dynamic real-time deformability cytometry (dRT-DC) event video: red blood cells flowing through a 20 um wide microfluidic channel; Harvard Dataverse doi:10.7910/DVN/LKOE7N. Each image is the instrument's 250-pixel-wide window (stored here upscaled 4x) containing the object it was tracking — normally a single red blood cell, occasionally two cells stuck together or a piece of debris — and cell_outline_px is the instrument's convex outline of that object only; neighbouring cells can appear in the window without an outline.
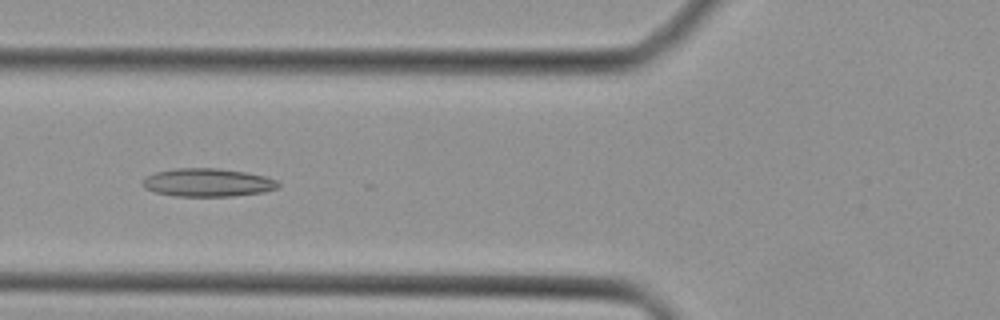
{"species": "Egyptian fruit bat (a non-hibernating species)", "species_latin": "Rousettus aegyptiacus", "temperature_condition": "cold", "stored_images_in_passage": 31, "camera_frame_rate_fps": 3000, "um_per_image_px": 0.085, "animal": {"sex": "female"}, "frame": {"image": 1, "passage_image": 5, "time_ms": 1.333, "image_size_px": [1000, 320], "cell_outline_px": [[280, 188], [264, 192], [232, 196], [172, 196], [156, 192], [144, 188], [144, 180], [148, 176], [156, 172], [176, 168], [220, 168], [244, 172], [264, 176], [276, 180], [280, 184]], "centroid_in_image_um": [17.69, 15.52], "position_along_channel_um": 108.1, "area_um2": 22.2}}
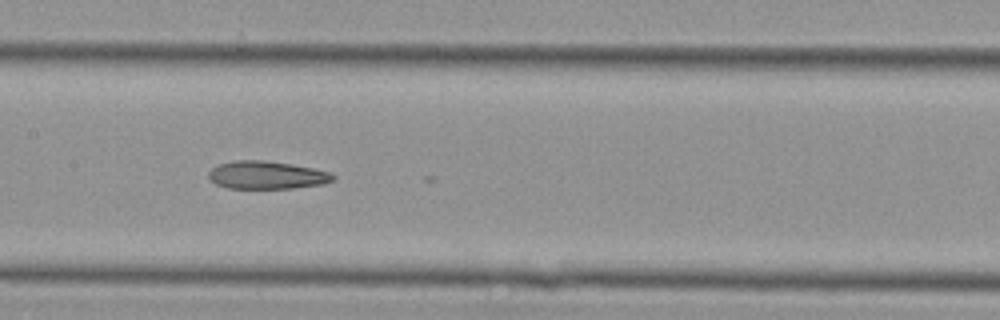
{"frame": {"image": 2, "passage_image": 10, "time_ms": 3.0, "image_size_px": [1000, 320], "cell_outline_px": [[336, 180], [324, 184], [292, 188], [228, 188], [216, 184], [208, 176], [208, 172], [216, 164], [232, 160], [264, 160], [292, 164], [312, 168], [328, 172], [336, 176]], "centroid_in_image_um": [22.67, 14.87], "position_along_channel_um": 184.7, "area_um2": 20.35}}
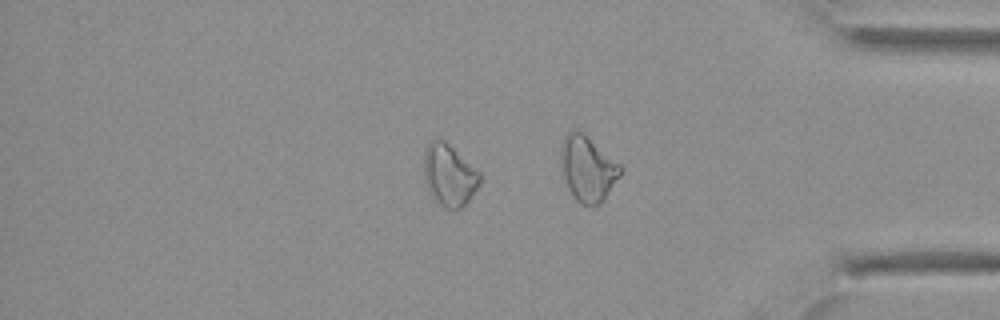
{"frame": {"image": 3, "passage_image": 24, "time_ms": 7.667, "image_size_px": [1000, 320], "cell_outline_px": [[480, 184], [468, 200], [460, 208], [444, 208], [432, 200], [424, 180], [424, 152], [432, 136], [444, 140], [480, 172]], "centroid_in_image_um": [38.14, 14.87], "position_along_channel_um": 397.1, "area_um2": 20.29}}